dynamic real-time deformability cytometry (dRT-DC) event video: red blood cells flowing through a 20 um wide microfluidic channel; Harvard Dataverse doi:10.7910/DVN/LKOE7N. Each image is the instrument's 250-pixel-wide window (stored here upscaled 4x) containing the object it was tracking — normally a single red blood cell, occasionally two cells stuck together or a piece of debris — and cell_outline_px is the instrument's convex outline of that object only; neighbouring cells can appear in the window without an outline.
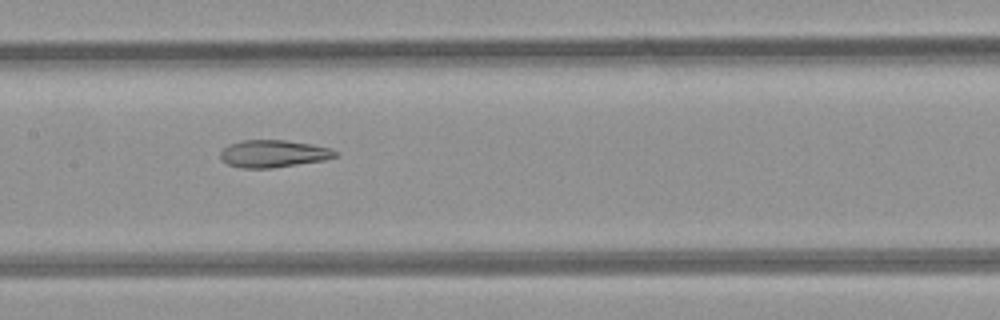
{"species": "common noctule bat (a hibernating species)", "species_latin": "Nyctalus noctula", "temperature_condition": "room temperature", "stored_images_in_passage": 9, "camera_frame_rate_fps": 3000, "um_per_image_px": 0.085, "animal": {"sex": "female", "body_mass_g": 21.9}, "frame": {"image": 1, "passage_image": 7, "time_ms": 7.0, "image_size_px": [1000, 320], "cell_outline_px": [[340, 152], [336, 156], [324, 160], [272, 168], [240, 168], [228, 164], [220, 156], [220, 152], [228, 144], [240, 140], [284, 140], [312, 144], [328, 148]], "centroid_in_image_um": [23.23, 13.06], "position_along_channel_um": 184.2, "area_um2": 18.26}}
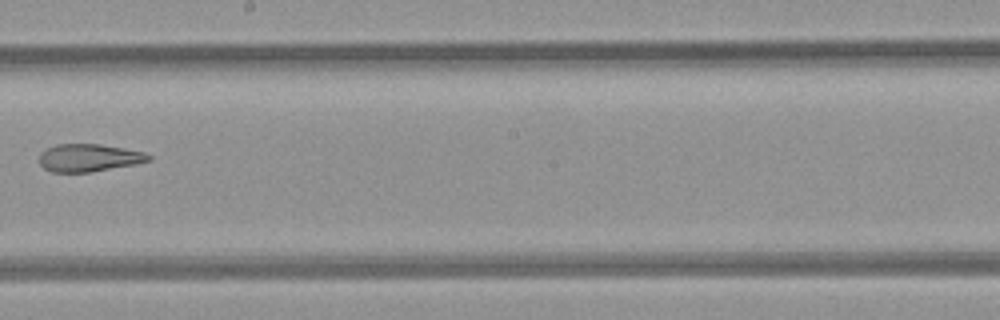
{"frame": {"image": 2, "passage_image": 8, "time_ms": 8.333, "image_size_px": [1000, 320], "cell_outline_px": [[152, 160], [136, 164], [88, 172], [52, 172], [44, 168], [40, 164], [40, 152], [56, 144], [100, 144], [124, 148], [144, 152], [152, 156]], "centroid_in_image_um": [7.57, 13.41], "position_along_channel_um": 240.6, "area_um2": 17.57}}
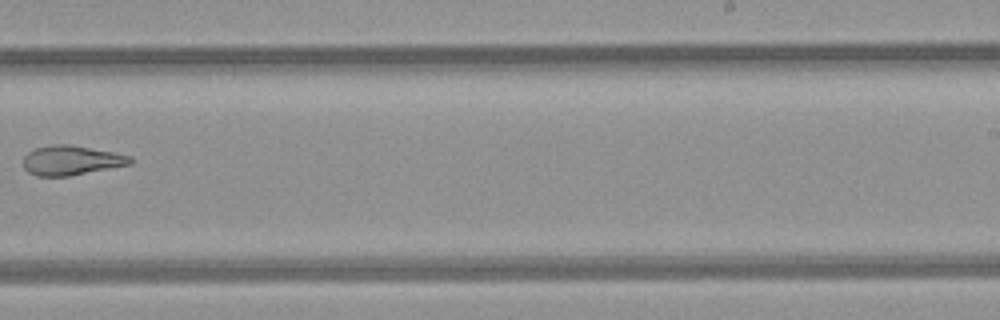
{"frame": {"image": 3, "passage_image": 9, "time_ms": 9.333, "image_size_px": [1000, 320], "cell_outline_px": [[136, 160], [132, 164], [68, 176], [36, 176], [28, 172], [24, 168], [24, 156], [28, 152], [36, 148], [52, 144], [68, 144], [112, 152], [132, 156]], "centroid_in_image_um": [6.08, 13.63], "position_along_channel_um": 282.9, "area_um2": 18.44}}